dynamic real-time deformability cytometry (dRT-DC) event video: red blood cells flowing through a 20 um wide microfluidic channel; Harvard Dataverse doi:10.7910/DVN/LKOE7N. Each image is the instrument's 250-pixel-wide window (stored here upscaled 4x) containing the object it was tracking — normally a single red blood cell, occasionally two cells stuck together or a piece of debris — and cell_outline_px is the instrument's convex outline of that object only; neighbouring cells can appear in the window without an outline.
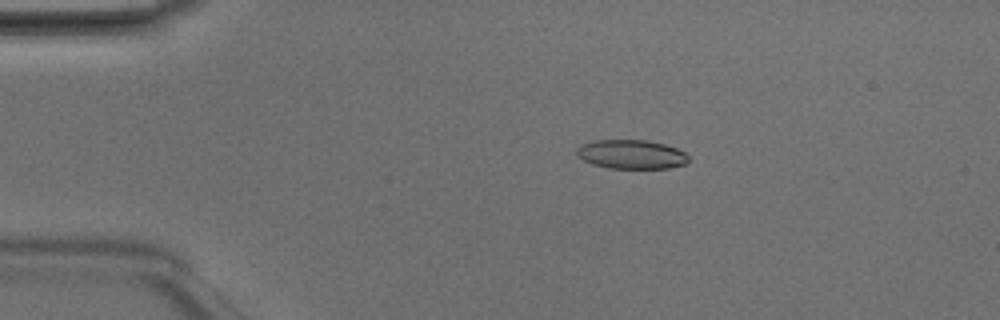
{"species": "Egyptian fruit bat (a non-hibernating species)", "species_latin": "Rousettus aegyptiacus", "temperature_condition": "room temperature", "stored_images_in_passage": 4, "camera_frame_rate_fps": 3000, "um_per_image_px": 0.085, "animal": {"sex": "male"}, "frame": {"image": 1, "passage_image": 2, "time_ms": 0.333, "image_size_px": [1000, 320], "cell_outline_px": [[688, 160], [684, 164], [668, 168], [608, 168], [592, 164], [584, 160], [576, 152], [576, 148], [580, 144], [596, 140], [648, 140], [664, 144], [676, 148], [684, 152], [688, 156]], "centroid_in_image_um": [53.65, 13.11], "position_along_channel_um": 31.4, "area_um2": 18.84}}
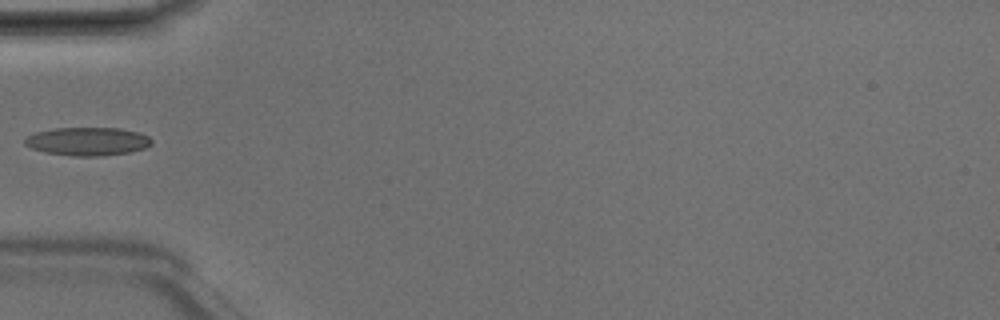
{"frame": {"image": 2, "passage_image": 4, "time_ms": 1.0, "image_size_px": [1000, 320], "cell_outline_px": [[152, 144], [144, 148], [128, 152], [100, 156], [72, 156], [44, 152], [32, 148], [24, 144], [24, 140], [28, 136], [36, 132], [56, 128], [120, 128], [136, 132], [148, 136], [152, 140]], "centroid_in_image_um": [7.43, 12.02], "position_along_channel_um": 77.6, "area_um2": 20.75}}